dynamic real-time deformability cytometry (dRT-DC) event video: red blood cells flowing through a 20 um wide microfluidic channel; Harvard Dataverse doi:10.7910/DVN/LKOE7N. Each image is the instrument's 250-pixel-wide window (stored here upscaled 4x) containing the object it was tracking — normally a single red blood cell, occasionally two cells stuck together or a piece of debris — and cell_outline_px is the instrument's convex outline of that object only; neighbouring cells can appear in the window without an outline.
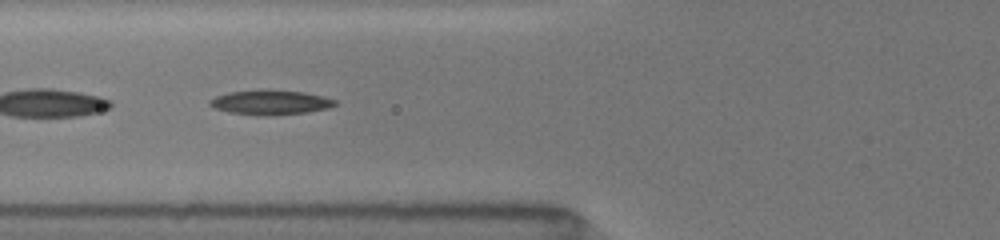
{"species": "common noctule bat (a hibernating species)", "species_latin": "Nyctalus noctula", "temperature_condition": "room temperature", "stored_images_in_passage": 11, "camera_frame_rate_fps": 3000, "um_per_image_px": 0.085, "animal": {"sex": "female", "body_mass_g": 19.5, "forearm_length_mm": 54.1}, "frame": {"image": 1, "passage_image": 9, "time_ms": 1.667, "image_size_px": [1000, 240], "cell_outline_px": [[336, 104], [328, 108], [308, 112], [264, 116], [256, 116], [228, 112], [216, 108], [208, 104], [208, 100], [216, 96], [228, 92], [260, 88], [304, 92], [324, 96], [336, 100]], "centroid_in_image_um": [22.95, 8.69], "position_along_channel_um": 102.8, "area_um2": 18.38}}